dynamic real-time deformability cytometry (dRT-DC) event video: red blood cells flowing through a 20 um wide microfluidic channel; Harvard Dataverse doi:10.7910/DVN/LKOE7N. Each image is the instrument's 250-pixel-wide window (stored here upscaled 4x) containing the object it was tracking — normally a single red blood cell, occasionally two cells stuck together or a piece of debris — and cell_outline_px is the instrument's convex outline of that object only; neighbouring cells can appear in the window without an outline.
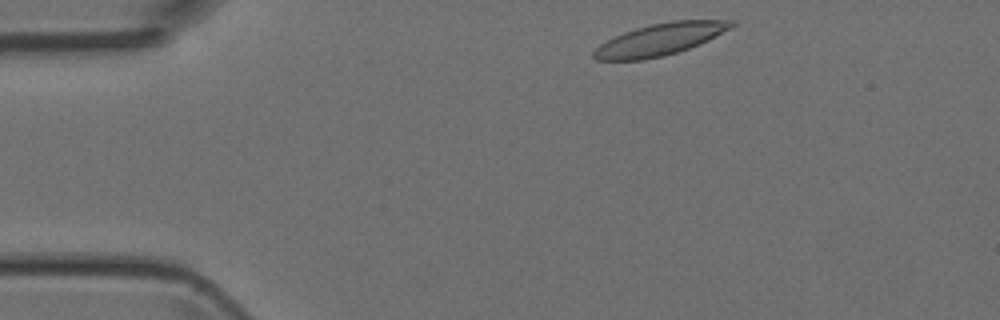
{"species": "Egyptian fruit bat (a non-hibernating species)", "species_latin": "Rousettus aegyptiacus", "temperature_condition": "room temperature", "stored_images_in_passage": 42, "camera_frame_rate_fps": 3000, "um_per_image_px": 0.085, "animal": {"sex": "female"}, "frame": {"image": 1, "passage_image": 2, "time_ms": 0.333, "image_size_px": [1000, 320], "cell_outline_px": [[736, 24], [732, 28], [700, 44], [664, 56], [644, 60], [596, 60], [592, 56], [592, 52], [600, 44], [624, 32], [636, 28], [652, 24], [672, 20], [736, 20]], "centroid_in_image_um": [56.12, 3.35], "position_along_channel_um": 28.9, "area_um2": 25.55}}
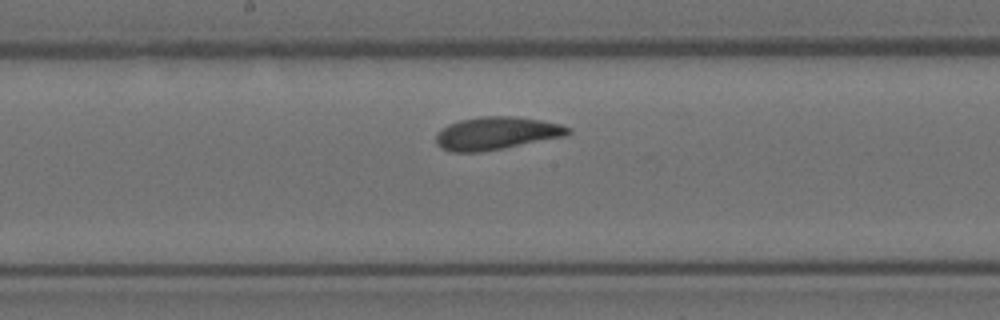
{"frame": {"image": 2, "passage_image": 19, "time_ms": 6.0, "image_size_px": [1000, 320], "cell_outline_px": [[572, 132], [568, 136], [504, 148], [480, 152], [452, 152], [436, 144], [436, 132], [440, 128], [448, 124], [460, 120], [480, 116], [516, 116], [540, 120], [560, 124], [572, 128]], "centroid_in_image_um": [42.22, 11.32], "position_along_channel_um": 206.0, "area_um2": 25.55}}
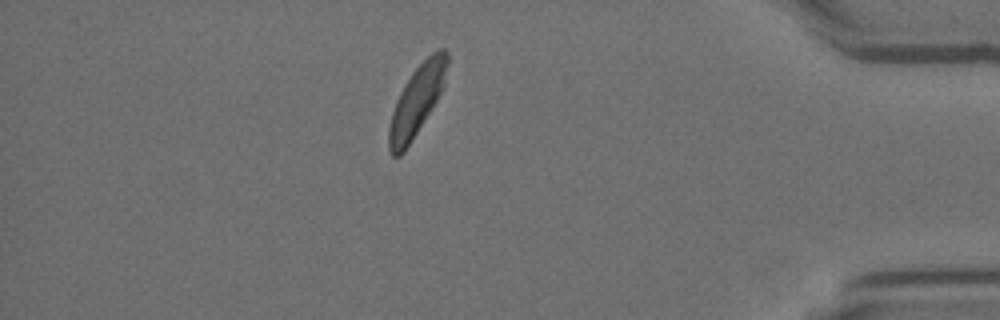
{"frame": {"image": 3, "passage_image": 36, "time_ms": 11.667, "image_size_px": [1000, 320], "cell_outline_px": [[448, 64], [444, 88], [432, 108], [404, 152], [400, 156], [392, 156], [388, 148], [388, 128], [392, 112], [396, 100], [404, 84], [412, 72], [432, 52], [440, 48], [444, 48], [448, 52]], "centroid_in_image_um": [35.43, 8.54], "position_along_channel_um": 399.8, "area_um2": 23.81}}